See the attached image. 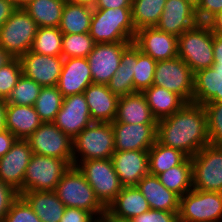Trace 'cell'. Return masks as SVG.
<instances>
[{
	"instance_id": "cell-1",
	"label": "cell",
	"mask_w": 222,
	"mask_h": 222,
	"mask_svg": "<svg viewBox=\"0 0 222 222\" xmlns=\"http://www.w3.org/2000/svg\"><path fill=\"white\" fill-rule=\"evenodd\" d=\"M156 140L191 158L209 145L207 117L203 105L186 103L180 110L157 121Z\"/></svg>"
},
{
	"instance_id": "cell-2",
	"label": "cell",
	"mask_w": 222,
	"mask_h": 222,
	"mask_svg": "<svg viewBox=\"0 0 222 222\" xmlns=\"http://www.w3.org/2000/svg\"><path fill=\"white\" fill-rule=\"evenodd\" d=\"M135 34L131 8L93 9L89 35L96 44L133 42Z\"/></svg>"
},
{
	"instance_id": "cell-3",
	"label": "cell",
	"mask_w": 222,
	"mask_h": 222,
	"mask_svg": "<svg viewBox=\"0 0 222 222\" xmlns=\"http://www.w3.org/2000/svg\"><path fill=\"white\" fill-rule=\"evenodd\" d=\"M54 191L65 207L91 212L97 219L106 213V208L97 199L93 188L77 166H70Z\"/></svg>"
},
{
	"instance_id": "cell-4",
	"label": "cell",
	"mask_w": 222,
	"mask_h": 222,
	"mask_svg": "<svg viewBox=\"0 0 222 222\" xmlns=\"http://www.w3.org/2000/svg\"><path fill=\"white\" fill-rule=\"evenodd\" d=\"M73 166L80 161L112 158L115 152L111 123L92 122L72 141Z\"/></svg>"
},
{
	"instance_id": "cell-5",
	"label": "cell",
	"mask_w": 222,
	"mask_h": 222,
	"mask_svg": "<svg viewBox=\"0 0 222 222\" xmlns=\"http://www.w3.org/2000/svg\"><path fill=\"white\" fill-rule=\"evenodd\" d=\"M178 57L193 73L213 65V31L207 23L199 22L178 37Z\"/></svg>"
},
{
	"instance_id": "cell-6",
	"label": "cell",
	"mask_w": 222,
	"mask_h": 222,
	"mask_svg": "<svg viewBox=\"0 0 222 222\" xmlns=\"http://www.w3.org/2000/svg\"><path fill=\"white\" fill-rule=\"evenodd\" d=\"M38 28L24 8H16L0 28V46L12 57L20 58L31 50Z\"/></svg>"
},
{
	"instance_id": "cell-7",
	"label": "cell",
	"mask_w": 222,
	"mask_h": 222,
	"mask_svg": "<svg viewBox=\"0 0 222 222\" xmlns=\"http://www.w3.org/2000/svg\"><path fill=\"white\" fill-rule=\"evenodd\" d=\"M76 166L93 188L97 199L107 209L123 188L112 159L80 161Z\"/></svg>"
},
{
	"instance_id": "cell-8",
	"label": "cell",
	"mask_w": 222,
	"mask_h": 222,
	"mask_svg": "<svg viewBox=\"0 0 222 222\" xmlns=\"http://www.w3.org/2000/svg\"><path fill=\"white\" fill-rule=\"evenodd\" d=\"M178 222H222V193L192 189L180 197Z\"/></svg>"
},
{
	"instance_id": "cell-9",
	"label": "cell",
	"mask_w": 222,
	"mask_h": 222,
	"mask_svg": "<svg viewBox=\"0 0 222 222\" xmlns=\"http://www.w3.org/2000/svg\"><path fill=\"white\" fill-rule=\"evenodd\" d=\"M70 166L66 160L33 153L25 171L22 193L54 191Z\"/></svg>"
},
{
	"instance_id": "cell-10",
	"label": "cell",
	"mask_w": 222,
	"mask_h": 222,
	"mask_svg": "<svg viewBox=\"0 0 222 222\" xmlns=\"http://www.w3.org/2000/svg\"><path fill=\"white\" fill-rule=\"evenodd\" d=\"M192 186L195 190L222 193V147H202L191 157Z\"/></svg>"
},
{
	"instance_id": "cell-11",
	"label": "cell",
	"mask_w": 222,
	"mask_h": 222,
	"mask_svg": "<svg viewBox=\"0 0 222 222\" xmlns=\"http://www.w3.org/2000/svg\"><path fill=\"white\" fill-rule=\"evenodd\" d=\"M153 85L178 94L186 103H192L194 73L178 56L156 62Z\"/></svg>"
},
{
	"instance_id": "cell-12",
	"label": "cell",
	"mask_w": 222,
	"mask_h": 222,
	"mask_svg": "<svg viewBox=\"0 0 222 222\" xmlns=\"http://www.w3.org/2000/svg\"><path fill=\"white\" fill-rule=\"evenodd\" d=\"M26 140L34 154L60 158L73 166V139L53 122H43Z\"/></svg>"
},
{
	"instance_id": "cell-13",
	"label": "cell",
	"mask_w": 222,
	"mask_h": 222,
	"mask_svg": "<svg viewBox=\"0 0 222 222\" xmlns=\"http://www.w3.org/2000/svg\"><path fill=\"white\" fill-rule=\"evenodd\" d=\"M131 42L99 43L87 56L94 84H108L120 65L123 50Z\"/></svg>"
},
{
	"instance_id": "cell-14",
	"label": "cell",
	"mask_w": 222,
	"mask_h": 222,
	"mask_svg": "<svg viewBox=\"0 0 222 222\" xmlns=\"http://www.w3.org/2000/svg\"><path fill=\"white\" fill-rule=\"evenodd\" d=\"M92 122L84 93L64 97L62 107L53 121L71 139H74Z\"/></svg>"
},
{
	"instance_id": "cell-15",
	"label": "cell",
	"mask_w": 222,
	"mask_h": 222,
	"mask_svg": "<svg viewBox=\"0 0 222 222\" xmlns=\"http://www.w3.org/2000/svg\"><path fill=\"white\" fill-rule=\"evenodd\" d=\"M22 74L42 87L57 86L64 58L41 55L31 50L19 58Z\"/></svg>"
},
{
	"instance_id": "cell-16",
	"label": "cell",
	"mask_w": 222,
	"mask_h": 222,
	"mask_svg": "<svg viewBox=\"0 0 222 222\" xmlns=\"http://www.w3.org/2000/svg\"><path fill=\"white\" fill-rule=\"evenodd\" d=\"M133 43L156 62L178 56V37L156 27H145L136 31Z\"/></svg>"
},
{
	"instance_id": "cell-17",
	"label": "cell",
	"mask_w": 222,
	"mask_h": 222,
	"mask_svg": "<svg viewBox=\"0 0 222 222\" xmlns=\"http://www.w3.org/2000/svg\"><path fill=\"white\" fill-rule=\"evenodd\" d=\"M32 154L28 141L17 139L10 150L0 158V179L14 187L20 195Z\"/></svg>"
},
{
	"instance_id": "cell-18",
	"label": "cell",
	"mask_w": 222,
	"mask_h": 222,
	"mask_svg": "<svg viewBox=\"0 0 222 222\" xmlns=\"http://www.w3.org/2000/svg\"><path fill=\"white\" fill-rule=\"evenodd\" d=\"M115 151L149 150L156 142L157 124L112 122Z\"/></svg>"
},
{
	"instance_id": "cell-19",
	"label": "cell",
	"mask_w": 222,
	"mask_h": 222,
	"mask_svg": "<svg viewBox=\"0 0 222 222\" xmlns=\"http://www.w3.org/2000/svg\"><path fill=\"white\" fill-rule=\"evenodd\" d=\"M111 159L123 187L137 186L149 174L148 150L115 151Z\"/></svg>"
},
{
	"instance_id": "cell-20",
	"label": "cell",
	"mask_w": 222,
	"mask_h": 222,
	"mask_svg": "<svg viewBox=\"0 0 222 222\" xmlns=\"http://www.w3.org/2000/svg\"><path fill=\"white\" fill-rule=\"evenodd\" d=\"M196 8L185 0H167L157 29L179 37L183 32L198 24Z\"/></svg>"
},
{
	"instance_id": "cell-21",
	"label": "cell",
	"mask_w": 222,
	"mask_h": 222,
	"mask_svg": "<svg viewBox=\"0 0 222 222\" xmlns=\"http://www.w3.org/2000/svg\"><path fill=\"white\" fill-rule=\"evenodd\" d=\"M90 84L93 81L87 58L64 59L57 85L63 97L84 93Z\"/></svg>"
},
{
	"instance_id": "cell-22",
	"label": "cell",
	"mask_w": 222,
	"mask_h": 222,
	"mask_svg": "<svg viewBox=\"0 0 222 222\" xmlns=\"http://www.w3.org/2000/svg\"><path fill=\"white\" fill-rule=\"evenodd\" d=\"M87 105L93 122L112 123L117 115L119 96L106 84H90L85 90Z\"/></svg>"
},
{
	"instance_id": "cell-23",
	"label": "cell",
	"mask_w": 222,
	"mask_h": 222,
	"mask_svg": "<svg viewBox=\"0 0 222 222\" xmlns=\"http://www.w3.org/2000/svg\"><path fill=\"white\" fill-rule=\"evenodd\" d=\"M149 203L137 186L123 187L107 207L106 214L119 221H128L150 210Z\"/></svg>"
},
{
	"instance_id": "cell-24",
	"label": "cell",
	"mask_w": 222,
	"mask_h": 222,
	"mask_svg": "<svg viewBox=\"0 0 222 222\" xmlns=\"http://www.w3.org/2000/svg\"><path fill=\"white\" fill-rule=\"evenodd\" d=\"M137 188L146 198L153 210L179 212L180 196L168 190L155 175H145L137 184Z\"/></svg>"
},
{
	"instance_id": "cell-25",
	"label": "cell",
	"mask_w": 222,
	"mask_h": 222,
	"mask_svg": "<svg viewBox=\"0 0 222 222\" xmlns=\"http://www.w3.org/2000/svg\"><path fill=\"white\" fill-rule=\"evenodd\" d=\"M113 122L157 124L142 92L119 97L117 115Z\"/></svg>"
},
{
	"instance_id": "cell-26",
	"label": "cell",
	"mask_w": 222,
	"mask_h": 222,
	"mask_svg": "<svg viewBox=\"0 0 222 222\" xmlns=\"http://www.w3.org/2000/svg\"><path fill=\"white\" fill-rule=\"evenodd\" d=\"M42 123L34 106L7 103L6 129L17 139L26 140Z\"/></svg>"
},
{
	"instance_id": "cell-27",
	"label": "cell",
	"mask_w": 222,
	"mask_h": 222,
	"mask_svg": "<svg viewBox=\"0 0 222 222\" xmlns=\"http://www.w3.org/2000/svg\"><path fill=\"white\" fill-rule=\"evenodd\" d=\"M20 196L42 222H60L66 207L55 191H27Z\"/></svg>"
},
{
	"instance_id": "cell-28",
	"label": "cell",
	"mask_w": 222,
	"mask_h": 222,
	"mask_svg": "<svg viewBox=\"0 0 222 222\" xmlns=\"http://www.w3.org/2000/svg\"><path fill=\"white\" fill-rule=\"evenodd\" d=\"M207 102H222V71L212 67L194 73L192 103L204 105Z\"/></svg>"
},
{
	"instance_id": "cell-29",
	"label": "cell",
	"mask_w": 222,
	"mask_h": 222,
	"mask_svg": "<svg viewBox=\"0 0 222 222\" xmlns=\"http://www.w3.org/2000/svg\"><path fill=\"white\" fill-rule=\"evenodd\" d=\"M137 57V46L131 42L122 52L120 65L107 84L110 91L124 96L136 93L133 84L134 59Z\"/></svg>"
},
{
	"instance_id": "cell-30",
	"label": "cell",
	"mask_w": 222,
	"mask_h": 222,
	"mask_svg": "<svg viewBox=\"0 0 222 222\" xmlns=\"http://www.w3.org/2000/svg\"><path fill=\"white\" fill-rule=\"evenodd\" d=\"M142 93L157 121L171 116L186 104L178 94L155 85L145 89Z\"/></svg>"
},
{
	"instance_id": "cell-31",
	"label": "cell",
	"mask_w": 222,
	"mask_h": 222,
	"mask_svg": "<svg viewBox=\"0 0 222 222\" xmlns=\"http://www.w3.org/2000/svg\"><path fill=\"white\" fill-rule=\"evenodd\" d=\"M92 14V7L66 1L58 28L63 34L87 33L90 29Z\"/></svg>"
},
{
	"instance_id": "cell-32",
	"label": "cell",
	"mask_w": 222,
	"mask_h": 222,
	"mask_svg": "<svg viewBox=\"0 0 222 222\" xmlns=\"http://www.w3.org/2000/svg\"><path fill=\"white\" fill-rule=\"evenodd\" d=\"M67 0H34L24 10L35 20L38 27H59L62 11Z\"/></svg>"
},
{
	"instance_id": "cell-33",
	"label": "cell",
	"mask_w": 222,
	"mask_h": 222,
	"mask_svg": "<svg viewBox=\"0 0 222 222\" xmlns=\"http://www.w3.org/2000/svg\"><path fill=\"white\" fill-rule=\"evenodd\" d=\"M187 156L180 150L160 144L157 140L148 150L149 174L157 176L180 165Z\"/></svg>"
},
{
	"instance_id": "cell-34",
	"label": "cell",
	"mask_w": 222,
	"mask_h": 222,
	"mask_svg": "<svg viewBox=\"0 0 222 222\" xmlns=\"http://www.w3.org/2000/svg\"><path fill=\"white\" fill-rule=\"evenodd\" d=\"M159 181L168 189L180 197L193 189L192 163L187 157L180 165L173 166L167 171L157 175Z\"/></svg>"
},
{
	"instance_id": "cell-35",
	"label": "cell",
	"mask_w": 222,
	"mask_h": 222,
	"mask_svg": "<svg viewBox=\"0 0 222 222\" xmlns=\"http://www.w3.org/2000/svg\"><path fill=\"white\" fill-rule=\"evenodd\" d=\"M167 0H133L132 22L138 31L145 27H155L159 22Z\"/></svg>"
},
{
	"instance_id": "cell-36",
	"label": "cell",
	"mask_w": 222,
	"mask_h": 222,
	"mask_svg": "<svg viewBox=\"0 0 222 222\" xmlns=\"http://www.w3.org/2000/svg\"><path fill=\"white\" fill-rule=\"evenodd\" d=\"M63 33L58 27H39L31 51L41 55L62 56Z\"/></svg>"
},
{
	"instance_id": "cell-37",
	"label": "cell",
	"mask_w": 222,
	"mask_h": 222,
	"mask_svg": "<svg viewBox=\"0 0 222 222\" xmlns=\"http://www.w3.org/2000/svg\"><path fill=\"white\" fill-rule=\"evenodd\" d=\"M57 86L42 87L34 108L43 122H53L63 103Z\"/></svg>"
},
{
	"instance_id": "cell-38",
	"label": "cell",
	"mask_w": 222,
	"mask_h": 222,
	"mask_svg": "<svg viewBox=\"0 0 222 222\" xmlns=\"http://www.w3.org/2000/svg\"><path fill=\"white\" fill-rule=\"evenodd\" d=\"M156 61L149 55L141 52L137 47V57L134 59L133 84L137 92L150 88L154 81Z\"/></svg>"
},
{
	"instance_id": "cell-39",
	"label": "cell",
	"mask_w": 222,
	"mask_h": 222,
	"mask_svg": "<svg viewBox=\"0 0 222 222\" xmlns=\"http://www.w3.org/2000/svg\"><path fill=\"white\" fill-rule=\"evenodd\" d=\"M94 39L87 33L63 34L62 38V57L66 58H87L94 49Z\"/></svg>"
},
{
	"instance_id": "cell-40",
	"label": "cell",
	"mask_w": 222,
	"mask_h": 222,
	"mask_svg": "<svg viewBox=\"0 0 222 222\" xmlns=\"http://www.w3.org/2000/svg\"><path fill=\"white\" fill-rule=\"evenodd\" d=\"M41 89L42 86L37 82L22 74L17 84L12 89L6 103L34 106Z\"/></svg>"
},
{
	"instance_id": "cell-41",
	"label": "cell",
	"mask_w": 222,
	"mask_h": 222,
	"mask_svg": "<svg viewBox=\"0 0 222 222\" xmlns=\"http://www.w3.org/2000/svg\"><path fill=\"white\" fill-rule=\"evenodd\" d=\"M207 117L209 144L222 147V102L203 105Z\"/></svg>"
},
{
	"instance_id": "cell-42",
	"label": "cell",
	"mask_w": 222,
	"mask_h": 222,
	"mask_svg": "<svg viewBox=\"0 0 222 222\" xmlns=\"http://www.w3.org/2000/svg\"><path fill=\"white\" fill-rule=\"evenodd\" d=\"M22 75L19 58H13L9 63L0 68V98L7 100L12 89Z\"/></svg>"
},
{
	"instance_id": "cell-43",
	"label": "cell",
	"mask_w": 222,
	"mask_h": 222,
	"mask_svg": "<svg viewBox=\"0 0 222 222\" xmlns=\"http://www.w3.org/2000/svg\"><path fill=\"white\" fill-rule=\"evenodd\" d=\"M3 222H42L29 204L20 196L10 207Z\"/></svg>"
},
{
	"instance_id": "cell-44",
	"label": "cell",
	"mask_w": 222,
	"mask_h": 222,
	"mask_svg": "<svg viewBox=\"0 0 222 222\" xmlns=\"http://www.w3.org/2000/svg\"><path fill=\"white\" fill-rule=\"evenodd\" d=\"M20 197L19 192L0 179V222L4 221L11 205Z\"/></svg>"
},
{
	"instance_id": "cell-45",
	"label": "cell",
	"mask_w": 222,
	"mask_h": 222,
	"mask_svg": "<svg viewBox=\"0 0 222 222\" xmlns=\"http://www.w3.org/2000/svg\"><path fill=\"white\" fill-rule=\"evenodd\" d=\"M132 222H178V212L150 209L133 218Z\"/></svg>"
},
{
	"instance_id": "cell-46",
	"label": "cell",
	"mask_w": 222,
	"mask_h": 222,
	"mask_svg": "<svg viewBox=\"0 0 222 222\" xmlns=\"http://www.w3.org/2000/svg\"><path fill=\"white\" fill-rule=\"evenodd\" d=\"M221 11L222 0H201L196 8V15L199 22L207 23Z\"/></svg>"
},
{
	"instance_id": "cell-47",
	"label": "cell",
	"mask_w": 222,
	"mask_h": 222,
	"mask_svg": "<svg viewBox=\"0 0 222 222\" xmlns=\"http://www.w3.org/2000/svg\"><path fill=\"white\" fill-rule=\"evenodd\" d=\"M60 222H97V218L88 211L66 207Z\"/></svg>"
},
{
	"instance_id": "cell-48",
	"label": "cell",
	"mask_w": 222,
	"mask_h": 222,
	"mask_svg": "<svg viewBox=\"0 0 222 222\" xmlns=\"http://www.w3.org/2000/svg\"><path fill=\"white\" fill-rule=\"evenodd\" d=\"M214 63L211 66L215 71H222V36L213 34Z\"/></svg>"
},
{
	"instance_id": "cell-49",
	"label": "cell",
	"mask_w": 222,
	"mask_h": 222,
	"mask_svg": "<svg viewBox=\"0 0 222 222\" xmlns=\"http://www.w3.org/2000/svg\"><path fill=\"white\" fill-rule=\"evenodd\" d=\"M133 0H97L93 9L131 8Z\"/></svg>"
},
{
	"instance_id": "cell-50",
	"label": "cell",
	"mask_w": 222,
	"mask_h": 222,
	"mask_svg": "<svg viewBox=\"0 0 222 222\" xmlns=\"http://www.w3.org/2000/svg\"><path fill=\"white\" fill-rule=\"evenodd\" d=\"M17 138L7 129L0 131V158L13 146Z\"/></svg>"
},
{
	"instance_id": "cell-51",
	"label": "cell",
	"mask_w": 222,
	"mask_h": 222,
	"mask_svg": "<svg viewBox=\"0 0 222 222\" xmlns=\"http://www.w3.org/2000/svg\"><path fill=\"white\" fill-rule=\"evenodd\" d=\"M16 7L11 0H0V28L10 18Z\"/></svg>"
},
{
	"instance_id": "cell-52",
	"label": "cell",
	"mask_w": 222,
	"mask_h": 222,
	"mask_svg": "<svg viewBox=\"0 0 222 222\" xmlns=\"http://www.w3.org/2000/svg\"><path fill=\"white\" fill-rule=\"evenodd\" d=\"M207 24L210 26L213 34L222 36V11L211 18Z\"/></svg>"
},
{
	"instance_id": "cell-53",
	"label": "cell",
	"mask_w": 222,
	"mask_h": 222,
	"mask_svg": "<svg viewBox=\"0 0 222 222\" xmlns=\"http://www.w3.org/2000/svg\"><path fill=\"white\" fill-rule=\"evenodd\" d=\"M6 100L0 98V131L6 129Z\"/></svg>"
},
{
	"instance_id": "cell-54",
	"label": "cell",
	"mask_w": 222,
	"mask_h": 222,
	"mask_svg": "<svg viewBox=\"0 0 222 222\" xmlns=\"http://www.w3.org/2000/svg\"><path fill=\"white\" fill-rule=\"evenodd\" d=\"M14 57H12L4 48L0 46V68L9 63Z\"/></svg>"
},
{
	"instance_id": "cell-55",
	"label": "cell",
	"mask_w": 222,
	"mask_h": 222,
	"mask_svg": "<svg viewBox=\"0 0 222 222\" xmlns=\"http://www.w3.org/2000/svg\"><path fill=\"white\" fill-rule=\"evenodd\" d=\"M67 1L75 4L86 5L93 8L97 0H67Z\"/></svg>"
},
{
	"instance_id": "cell-56",
	"label": "cell",
	"mask_w": 222,
	"mask_h": 222,
	"mask_svg": "<svg viewBox=\"0 0 222 222\" xmlns=\"http://www.w3.org/2000/svg\"><path fill=\"white\" fill-rule=\"evenodd\" d=\"M16 8H24L34 0H11Z\"/></svg>"
},
{
	"instance_id": "cell-57",
	"label": "cell",
	"mask_w": 222,
	"mask_h": 222,
	"mask_svg": "<svg viewBox=\"0 0 222 222\" xmlns=\"http://www.w3.org/2000/svg\"><path fill=\"white\" fill-rule=\"evenodd\" d=\"M97 222H126V221L115 220L105 213L104 215L100 216L97 219Z\"/></svg>"
},
{
	"instance_id": "cell-58",
	"label": "cell",
	"mask_w": 222,
	"mask_h": 222,
	"mask_svg": "<svg viewBox=\"0 0 222 222\" xmlns=\"http://www.w3.org/2000/svg\"><path fill=\"white\" fill-rule=\"evenodd\" d=\"M190 5H192L194 8H197L201 0H185Z\"/></svg>"
}]
</instances>
